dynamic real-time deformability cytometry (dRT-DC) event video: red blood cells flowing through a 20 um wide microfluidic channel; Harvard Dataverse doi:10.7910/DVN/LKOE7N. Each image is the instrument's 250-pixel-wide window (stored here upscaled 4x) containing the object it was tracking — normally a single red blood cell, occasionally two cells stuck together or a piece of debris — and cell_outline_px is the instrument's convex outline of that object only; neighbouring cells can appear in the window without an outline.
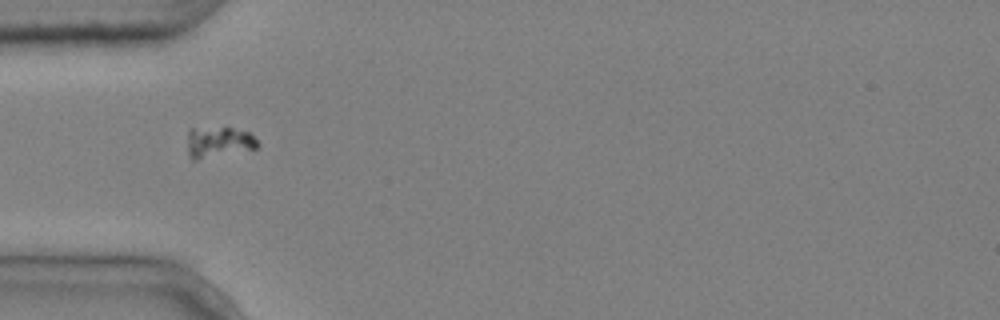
{"species": "common noctule bat (a hibernating species)", "species_latin": "Nyctalus noctula", "temperature_condition": "cold", "stored_images_in_passage": 6, "segment_of_instrument_passage": [2, 2], "camera_frame_rate_fps": 3000, "um_per_image_px": 0.085, "animal": {"sex": "male", "body_mass_g": 20.4}, "frame": {"image": 1, "passage_image": 6, "time_ms": 1.667, "image_size_px": [1000, 320], "cell_outline_px": [[260, 144], [256, 148], [196, 160], [192, 160], [188, 152], [188, 132], [192, 128], [232, 128], [248, 132]], "centroid_in_image_um": [18.56, 12.08], "position_along_channel_um": 66.4, "area_um2": 12.37}}